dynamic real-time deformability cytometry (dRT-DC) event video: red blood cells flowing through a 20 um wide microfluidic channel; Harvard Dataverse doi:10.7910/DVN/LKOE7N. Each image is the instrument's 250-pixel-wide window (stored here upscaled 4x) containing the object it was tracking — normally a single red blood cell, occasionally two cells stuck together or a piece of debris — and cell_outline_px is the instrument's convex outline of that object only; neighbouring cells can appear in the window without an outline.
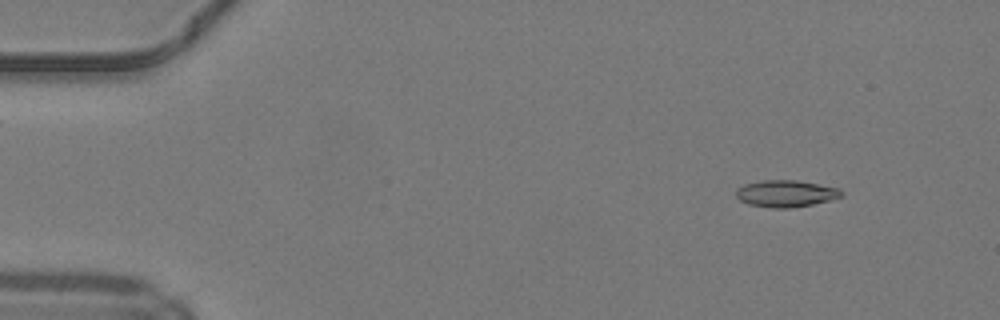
{"species": "common noctule bat (a hibernating species)", "species_latin": "Nyctalus noctula", "temperature_condition": "warm", "stored_images_in_passage": 50, "camera_frame_rate_fps": 3000, "um_per_image_px": 0.085, "animal": {"sex": "male", "body_mass_g": 19.2, "forearm_length_mm": 51.8}, "frame": {"image": 1, "passage_image": 6, "time_ms": 1.667, "image_size_px": [1000, 320], "cell_outline_px": [[844, 196], [812, 204], [792, 208], [772, 208], [748, 204], [740, 200], [736, 196], [736, 188], [744, 184], [760, 180], [796, 180], [840, 188], [844, 192]], "centroid_in_image_um": [66.79, 16.45], "position_along_channel_um": 18.2, "area_um2": 16.59}}
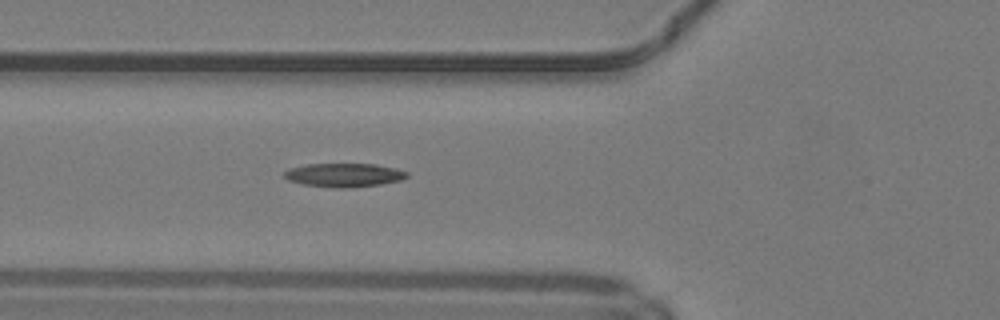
{"frame": {"image": 2, "passage_image": 19, "time_ms": 6.0, "image_size_px": [1000, 320], "cell_outline_px": [[408, 176], [400, 180], [380, 184], [348, 188], [336, 188], [304, 184], [288, 180], [284, 176], [284, 172], [288, 168], [308, 164], [376, 164], [408, 172]], "centroid_in_image_um": [29.21, 14.88], "position_along_channel_um": 96.6, "area_um2": 16.76}}
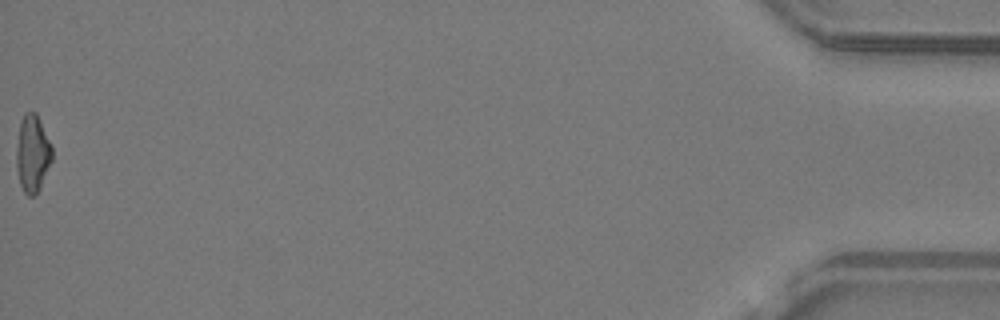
{"frame": {"image": 3, "passage_image": 50, "time_ms": 16.333, "image_size_px": [1000, 320], "cell_outline_px": [[52, 160], [40, 188], [32, 196], [28, 196], [24, 192], [20, 184], [16, 168], [16, 148], [20, 120], [24, 112], [36, 112], [52, 144]], "centroid_in_image_um": [2.76, 13.02], "position_along_channel_um": 432.4, "area_um2": 16.24}, "authors_computed_cell_mechanics": {"area_um2": 16.0684, "velocity_mm_per_s": 4.2344, "shape_relaxation_time_tau1_ms": null, "shape_relaxation_time_tau2_ms": 10.8132, "deformation_change_tau1": null, "deformation_change_tau2": 0.2519}}